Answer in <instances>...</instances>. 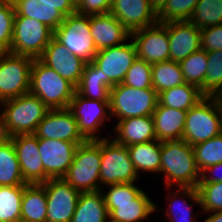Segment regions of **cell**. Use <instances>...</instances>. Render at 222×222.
<instances>
[{
  "label": "cell",
  "mask_w": 222,
  "mask_h": 222,
  "mask_svg": "<svg viewBox=\"0 0 222 222\" xmlns=\"http://www.w3.org/2000/svg\"><path fill=\"white\" fill-rule=\"evenodd\" d=\"M104 187L107 188L101 190L110 222H146L152 213L163 211V208L149 198L145 189L139 188L135 183L111 184ZM105 189L107 190L104 191Z\"/></svg>",
  "instance_id": "6da1fadb"
},
{
  "label": "cell",
  "mask_w": 222,
  "mask_h": 222,
  "mask_svg": "<svg viewBox=\"0 0 222 222\" xmlns=\"http://www.w3.org/2000/svg\"><path fill=\"white\" fill-rule=\"evenodd\" d=\"M165 187L197 188L200 181L194 148L183 139L161 142V166Z\"/></svg>",
  "instance_id": "7a4b0ae2"
},
{
  "label": "cell",
  "mask_w": 222,
  "mask_h": 222,
  "mask_svg": "<svg viewBox=\"0 0 222 222\" xmlns=\"http://www.w3.org/2000/svg\"><path fill=\"white\" fill-rule=\"evenodd\" d=\"M0 108L9 137L34 134L38 124L50 110L39 97L30 92L1 102Z\"/></svg>",
  "instance_id": "3957f363"
},
{
  "label": "cell",
  "mask_w": 222,
  "mask_h": 222,
  "mask_svg": "<svg viewBox=\"0 0 222 222\" xmlns=\"http://www.w3.org/2000/svg\"><path fill=\"white\" fill-rule=\"evenodd\" d=\"M29 92L39 97L49 109H66L76 87L36 58L32 62Z\"/></svg>",
  "instance_id": "277c9868"
},
{
  "label": "cell",
  "mask_w": 222,
  "mask_h": 222,
  "mask_svg": "<svg viewBox=\"0 0 222 222\" xmlns=\"http://www.w3.org/2000/svg\"><path fill=\"white\" fill-rule=\"evenodd\" d=\"M222 133V110L216 96H205L186 113L182 139L190 145Z\"/></svg>",
  "instance_id": "5b68a950"
},
{
  "label": "cell",
  "mask_w": 222,
  "mask_h": 222,
  "mask_svg": "<svg viewBox=\"0 0 222 222\" xmlns=\"http://www.w3.org/2000/svg\"><path fill=\"white\" fill-rule=\"evenodd\" d=\"M101 140H90L80 144L72 164L63 177L80 192L100 190Z\"/></svg>",
  "instance_id": "8992f818"
},
{
  "label": "cell",
  "mask_w": 222,
  "mask_h": 222,
  "mask_svg": "<svg viewBox=\"0 0 222 222\" xmlns=\"http://www.w3.org/2000/svg\"><path fill=\"white\" fill-rule=\"evenodd\" d=\"M158 100V93L154 89H136L119 83L110 89L112 121L150 116L155 111Z\"/></svg>",
  "instance_id": "52a82bcc"
},
{
  "label": "cell",
  "mask_w": 222,
  "mask_h": 222,
  "mask_svg": "<svg viewBox=\"0 0 222 222\" xmlns=\"http://www.w3.org/2000/svg\"><path fill=\"white\" fill-rule=\"evenodd\" d=\"M138 180L127 147L112 137L101 139L100 190L107 185L137 183Z\"/></svg>",
  "instance_id": "ba28073f"
},
{
  "label": "cell",
  "mask_w": 222,
  "mask_h": 222,
  "mask_svg": "<svg viewBox=\"0 0 222 222\" xmlns=\"http://www.w3.org/2000/svg\"><path fill=\"white\" fill-rule=\"evenodd\" d=\"M53 37L69 52L86 63L93 61L98 52L90 32L89 16L87 15L74 13L66 16L54 31Z\"/></svg>",
  "instance_id": "9c48e42d"
},
{
  "label": "cell",
  "mask_w": 222,
  "mask_h": 222,
  "mask_svg": "<svg viewBox=\"0 0 222 222\" xmlns=\"http://www.w3.org/2000/svg\"><path fill=\"white\" fill-rule=\"evenodd\" d=\"M68 109L74 115L79 132L86 141L111 137V134H109V136L99 134L100 131H102L101 128H105L106 124L112 120L110 102L90 100L75 92ZM103 124H105V126Z\"/></svg>",
  "instance_id": "30bf717a"
},
{
  "label": "cell",
  "mask_w": 222,
  "mask_h": 222,
  "mask_svg": "<svg viewBox=\"0 0 222 222\" xmlns=\"http://www.w3.org/2000/svg\"><path fill=\"white\" fill-rule=\"evenodd\" d=\"M33 60L10 52L0 54V103L29 92Z\"/></svg>",
  "instance_id": "8fae6325"
},
{
  "label": "cell",
  "mask_w": 222,
  "mask_h": 222,
  "mask_svg": "<svg viewBox=\"0 0 222 222\" xmlns=\"http://www.w3.org/2000/svg\"><path fill=\"white\" fill-rule=\"evenodd\" d=\"M53 36L54 32L42 22L15 16L10 53L39 58Z\"/></svg>",
  "instance_id": "7c38bea8"
},
{
  "label": "cell",
  "mask_w": 222,
  "mask_h": 222,
  "mask_svg": "<svg viewBox=\"0 0 222 222\" xmlns=\"http://www.w3.org/2000/svg\"><path fill=\"white\" fill-rule=\"evenodd\" d=\"M41 185L47 198L46 222H71L81 192L64 178H50Z\"/></svg>",
  "instance_id": "4fadbf2b"
},
{
  "label": "cell",
  "mask_w": 222,
  "mask_h": 222,
  "mask_svg": "<svg viewBox=\"0 0 222 222\" xmlns=\"http://www.w3.org/2000/svg\"><path fill=\"white\" fill-rule=\"evenodd\" d=\"M135 44L137 58L149 64L170 60L167 28L162 23L145 27L130 33Z\"/></svg>",
  "instance_id": "5bb4252c"
},
{
  "label": "cell",
  "mask_w": 222,
  "mask_h": 222,
  "mask_svg": "<svg viewBox=\"0 0 222 222\" xmlns=\"http://www.w3.org/2000/svg\"><path fill=\"white\" fill-rule=\"evenodd\" d=\"M136 58L135 44L129 38L123 44L99 50L93 62L114 85H117L123 82L126 72Z\"/></svg>",
  "instance_id": "9a60e30c"
},
{
  "label": "cell",
  "mask_w": 222,
  "mask_h": 222,
  "mask_svg": "<svg viewBox=\"0 0 222 222\" xmlns=\"http://www.w3.org/2000/svg\"><path fill=\"white\" fill-rule=\"evenodd\" d=\"M38 138L74 142L78 145L86 140L79 132L72 112L66 109H50L38 124L34 133Z\"/></svg>",
  "instance_id": "2e32d148"
},
{
  "label": "cell",
  "mask_w": 222,
  "mask_h": 222,
  "mask_svg": "<svg viewBox=\"0 0 222 222\" xmlns=\"http://www.w3.org/2000/svg\"><path fill=\"white\" fill-rule=\"evenodd\" d=\"M78 146L74 142L38 138L45 182L50 178H63L66 175Z\"/></svg>",
  "instance_id": "e0dca14e"
},
{
  "label": "cell",
  "mask_w": 222,
  "mask_h": 222,
  "mask_svg": "<svg viewBox=\"0 0 222 222\" xmlns=\"http://www.w3.org/2000/svg\"><path fill=\"white\" fill-rule=\"evenodd\" d=\"M14 144L20 171L27 184L45 182V171L35 134H19L10 137Z\"/></svg>",
  "instance_id": "ac0fdd59"
},
{
  "label": "cell",
  "mask_w": 222,
  "mask_h": 222,
  "mask_svg": "<svg viewBox=\"0 0 222 222\" xmlns=\"http://www.w3.org/2000/svg\"><path fill=\"white\" fill-rule=\"evenodd\" d=\"M110 13L130 32L158 23L149 0H112Z\"/></svg>",
  "instance_id": "d6986e66"
},
{
  "label": "cell",
  "mask_w": 222,
  "mask_h": 222,
  "mask_svg": "<svg viewBox=\"0 0 222 222\" xmlns=\"http://www.w3.org/2000/svg\"><path fill=\"white\" fill-rule=\"evenodd\" d=\"M39 59L75 87L78 85L86 65L85 61L69 52L54 37L50 40Z\"/></svg>",
  "instance_id": "ffe728a7"
},
{
  "label": "cell",
  "mask_w": 222,
  "mask_h": 222,
  "mask_svg": "<svg viewBox=\"0 0 222 222\" xmlns=\"http://www.w3.org/2000/svg\"><path fill=\"white\" fill-rule=\"evenodd\" d=\"M168 31L170 60L180 62L201 49V29L189 20L163 24Z\"/></svg>",
  "instance_id": "44dd1931"
},
{
  "label": "cell",
  "mask_w": 222,
  "mask_h": 222,
  "mask_svg": "<svg viewBox=\"0 0 222 222\" xmlns=\"http://www.w3.org/2000/svg\"><path fill=\"white\" fill-rule=\"evenodd\" d=\"M167 206L163 217L166 222H197L196 218L201 212H193L196 204L201 209L200 195L197 188L193 187H165ZM175 189V191L173 190ZM172 190V191H171ZM171 191V192H170ZM189 200V201H188ZM192 202V204H189ZM194 204V205H193ZM195 213V214H194Z\"/></svg>",
  "instance_id": "7402d4cb"
},
{
  "label": "cell",
  "mask_w": 222,
  "mask_h": 222,
  "mask_svg": "<svg viewBox=\"0 0 222 222\" xmlns=\"http://www.w3.org/2000/svg\"><path fill=\"white\" fill-rule=\"evenodd\" d=\"M90 32L97 51L123 44L130 32L109 12L89 16Z\"/></svg>",
  "instance_id": "603a6c76"
},
{
  "label": "cell",
  "mask_w": 222,
  "mask_h": 222,
  "mask_svg": "<svg viewBox=\"0 0 222 222\" xmlns=\"http://www.w3.org/2000/svg\"><path fill=\"white\" fill-rule=\"evenodd\" d=\"M114 125L111 137L126 147L156 140L152 115L122 119Z\"/></svg>",
  "instance_id": "cb8c5ba5"
},
{
  "label": "cell",
  "mask_w": 222,
  "mask_h": 222,
  "mask_svg": "<svg viewBox=\"0 0 222 222\" xmlns=\"http://www.w3.org/2000/svg\"><path fill=\"white\" fill-rule=\"evenodd\" d=\"M187 111L166 107L158 102L152 113L156 139L160 142L182 139Z\"/></svg>",
  "instance_id": "d4e9b609"
},
{
  "label": "cell",
  "mask_w": 222,
  "mask_h": 222,
  "mask_svg": "<svg viewBox=\"0 0 222 222\" xmlns=\"http://www.w3.org/2000/svg\"><path fill=\"white\" fill-rule=\"evenodd\" d=\"M114 86L101 69L90 61L84 67L76 93L90 100L110 102V89Z\"/></svg>",
  "instance_id": "484cf974"
},
{
  "label": "cell",
  "mask_w": 222,
  "mask_h": 222,
  "mask_svg": "<svg viewBox=\"0 0 222 222\" xmlns=\"http://www.w3.org/2000/svg\"><path fill=\"white\" fill-rule=\"evenodd\" d=\"M15 16L35 19L49 27L53 32L64 21L65 16L54 4L42 3L39 0H14Z\"/></svg>",
  "instance_id": "4316f807"
},
{
  "label": "cell",
  "mask_w": 222,
  "mask_h": 222,
  "mask_svg": "<svg viewBox=\"0 0 222 222\" xmlns=\"http://www.w3.org/2000/svg\"><path fill=\"white\" fill-rule=\"evenodd\" d=\"M71 222H110L102 190L81 192Z\"/></svg>",
  "instance_id": "83f0119b"
},
{
  "label": "cell",
  "mask_w": 222,
  "mask_h": 222,
  "mask_svg": "<svg viewBox=\"0 0 222 222\" xmlns=\"http://www.w3.org/2000/svg\"><path fill=\"white\" fill-rule=\"evenodd\" d=\"M130 159L138 176L141 173L160 174L161 142L152 140L146 143L127 146Z\"/></svg>",
  "instance_id": "f1b7e54d"
},
{
  "label": "cell",
  "mask_w": 222,
  "mask_h": 222,
  "mask_svg": "<svg viewBox=\"0 0 222 222\" xmlns=\"http://www.w3.org/2000/svg\"><path fill=\"white\" fill-rule=\"evenodd\" d=\"M47 198L41 184H25L21 200V222H46Z\"/></svg>",
  "instance_id": "f546056e"
},
{
  "label": "cell",
  "mask_w": 222,
  "mask_h": 222,
  "mask_svg": "<svg viewBox=\"0 0 222 222\" xmlns=\"http://www.w3.org/2000/svg\"><path fill=\"white\" fill-rule=\"evenodd\" d=\"M204 97L205 95L197 86L184 83L159 93L158 102L166 107L188 111Z\"/></svg>",
  "instance_id": "4dcf8cb0"
},
{
  "label": "cell",
  "mask_w": 222,
  "mask_h": 222,
  "mask_svg": "<svg viewBox=\"0 0 222 222\" xmlns=\"http://www.w3.org/2000/svg\"><path fill=\"white\" fill-rule=\"evenodd\" d=\"M27 184L20 171L19 161L12 140L0 145V186H24Z\"/></svg>",
  "instance_id": "1f68e13d"
},
{
  "label": "cell",
  "mask_w": 222,
  "mask_h": 222,
  "mask_svg": "<svg viewBox=\"0 0 222 222\" xmlns=\"http://www.w3.org/2000/svg\"><path fill=\"white\" fill-rule=\"evenodd\" d=\"M184 83L179 62L167 60L152 64V88L158 94Z\"/></svg>",
  "instance_id": "d6a6232c"
},
{
  "label": "cell",
  "mask_w": 222,
  "mask_h": 222,
  "mask_svg": "<svg viewBox=\"0 0 222 222\" xmlns=\"http://www.w3.org/2000/svg\"><path fill=\"white\" fill-rule=\"evenodd\" d=\"M207 63V52L202 49L179 62L185 83L197 86L204 95Z\"/></svg>",
  "instance_id": "836d02e7"
},
{
  "label": "cell",
  "mask_w": 222,
  "mask_h": 222,
  "mask_svg": "<svg viewBox=\"0 0 222 222\" xmlns=\"http://www.w3.org/2000/svg\"><path fill=\"white\" fill-rule=\"evenodd\" d=\"M24 186H0V222H21Z\"/></svg>",
  "instance_id": "e575fe53"
},
{
  "label": "cell",
  "mask_w": 222,
  "mask_h": 222,
  "mask_svg": "<svg viewBox=\"0 0 222 222\" xmlns=\"http://www.w3.org/2000/svg\"><path fill=\"white\" fill-rule=\"evenodd\" d=\"M189 21L200 29L222 24V0H199Z\"/></svg>",
  "instance_id": "d590c367"
},
{
  "label": "cell",
  "mask_w": 222,
  "mask_h": 222,
  "mask_svg": "<svg viewBox=\"0 0 222 222\" xmlns=\"http://www.w3.org/2000/svg\"><path fill=\"white\" fill-rule=\"evenodd\" d=\"M193 148L200 172L209 166L222 163V133L207 141L193 145Z\"/></svg>",
  "instance_id": "8d00e7d4"
},
{
  "label": "cell",
  "mask_w": 222,
  "mask_h": 222,
  "mask_svg": "<svg viewBox=\"0 0 222 222\" xmlns=\"http://www.w3.org/2000/svg\"><path fill=\"white\" fill-rule=\"evenodd\" d=\"M207 61L205 96H217L222 93V50L207 52Z\"/></svg>",
  "instance_id": "74e56055"
},
{
  "label": "cell",
  "mask_w": 222,
  "mask_h": 222,
  "mask_svg": "<svg viewBox=\"0 0 222 222\" xmlns=\"http://www.w3.org/2000/svg\"><path fill=\"white\" fill-rule=\"evenodd\" d=\"M199 0H168L158 13L159 23L189 20Z\"/></svg>",
  "instance_id": "f35d334b"
},
{
  "label": "cell",
  "mask_w": 222,
  "mask_h": 222,
  "mask_svg": "<svg viewBox=\"0 0 222 222\" xmlns=\"http://www.w3.org/2000/svg\"><path fill=\"white\" fill-rule=\"evenodd\" d=\"M122 84L136 89H153L152 65L143 59L136 58L126 72Z\"/></svg>",
  "instance_id": "ab89813d"
},
{
  "label": "cell",
  "mask_w": 222,
  "mask_h": 222,
  "mask_svg": "<svg viewBox=\"0 0 222 222\" xmlns=\"http://www.w3.org/2000/svg\"><path fill=\"white\" fill-rule=\"evenodd\" d=\"M15 9L13 2L0 0V54L10 52Z\"/></svg>",
  "instance_id": "60d3db41"
},
{
  "label": "cell",
  "mask_w": 222,
  "mask_h": 222,
  "mask_svg": "<svg viewBox=\"0 0 222 222\" xmlns=\"http://www.w3.org/2000/svg\"><path fill=\"white\" fill-rule=\"evenodd\" d=\"M197 190L202 214L222 211V182L198 183Z\"/></svg>",
  "instance_id": "b9f144b4"
},
{
  "label": "cell",
  "mask_w": 222,
  "mask_h": 222,
  "mask_svg": "<svg viewBox=\"0 0 222 222\" xmlns=\"http://www.w3.org/2000/svg\"><path fill=\"white\" fill-rule=\"evenodd\" d=\"M112 0H76V13L81 15H98L109 13Z\"/></svg>",
  "instance_id": "7bdbcfd3"
},
{
  "label": "cell",
  "mask_w": 222,
  "mask_h": 222,
  "mask_svg": "<svg viewBox=\"0 0 222 222\" xmlns=\"http://www.w3.org/2000/svg\"><path fill=\"white\" fill-rule=\"evenodd\" d=\"M201 49L222 50V24L201 29Z\"/></svg>",
  "instance_id": "ee69618b"
},
{
  "label": "cell",
  "mask_w": 222,
  "mask_h": 222,
  "mask_svg": "<svg viewBox=\"0 0 222 222\" xmlns=\"http://www.w3.org/2000/svg\"><path fill=\"white\" fill-rule=\"evenodd\" d=\"M212 182H222V163L209 166L201 172L199 183Z\"/></svg>",
  "instance_id": "f6af8a7d"
},
{
  "label": "cell",
  "mask_w": 222,
  "mask_h": 222,
  "mask_svg": "<svg viewBox=\"0 0 222 222\" xmlns=\"http://www.w3.org/2000/svg\"><path fill=\"white\" fill-rule=\"evenodd\" d=\"M42 3L54 4L65 17L76 13V0H39Z\"/></svg>",
  "instance_id": "bcb514c9"
},
{
  "label": "cell",
  "mask_w": 222,
  "mask_h": 222,
  "mask_svg": "<svg viewBox=\"0 0 222 222\" xmlns=\"http://www.w3.org/2000/svg\"><path fill=\"white\" fill-rule=\"evenodd\" d=\"M208 214V215H207ZM206 216H209L206 219H203L202 222H222V211L219 212H208L205 213Z\"/></svg>",
  "instance_id": "7dc6e473"
},
{
  "label": "cell",
  "mask_w": 222,
  "mask_h": 222,
  "mask_svg": "<svg viewBox=\"0 0 222 222\" xmlns=\"http://www.w3.org/2000/svg\"><path fill=\"white\" fill-rule=\"evenodd\" d=\"M9 138L10 137H9L8 133L6 132L3 117L0 113V145L3 144L4 142H6Z\"/></svg>",
  "instance_id": "c3c4849f"
},
{
  "label": "cell",
  "mask_w": 222,
  "mask_h": 222,
  "mask_svg": "<svg viewBox=\"0 0 222 222\" xmlns=\"http://www.w3.org/2000/svg\"><path fill=\"white\" fill-rule=\"evenodd\" d=\"M149 1L151 4V7L158 14L163 9V7L165 6L168 0H149Z\"/></svg>",
  "instance_id": "681fc988"
},
{
  "label": "cell",
  "mask_w": 222,
  "mask_h": 222,
  "mask_svg": "<svg viewBox=\"0 0 222 222\" xmlns=\"http://www.w3.org/2000/svg\"><path fill=\"white\" fill-rule=\"evenodd\" d=\"M216 97L218 99V102H219L221 110H222V93L218 94Z\"/></svg>",
  "instance_id": "f907efd6"
}]
</instances>
